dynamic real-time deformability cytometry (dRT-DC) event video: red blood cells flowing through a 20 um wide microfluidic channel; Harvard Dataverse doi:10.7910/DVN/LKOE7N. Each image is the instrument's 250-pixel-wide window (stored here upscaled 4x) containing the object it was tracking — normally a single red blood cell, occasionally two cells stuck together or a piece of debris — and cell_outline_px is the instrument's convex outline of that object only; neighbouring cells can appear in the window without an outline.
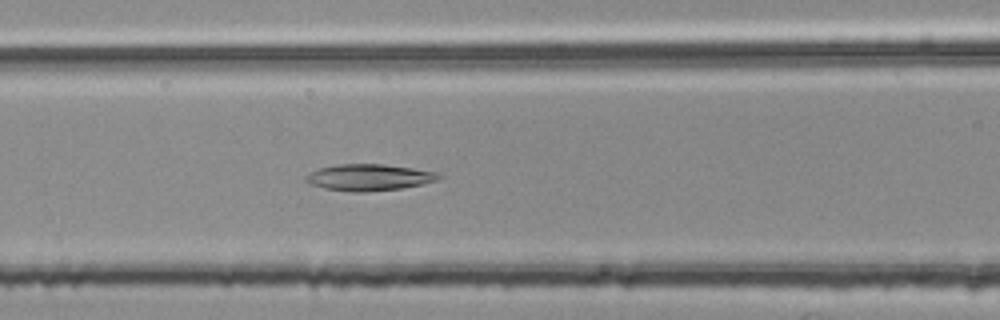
{"species": "common noctule bat (a hibernating species)", "species_latin": "Nyctalus noctula", "temperature_condition": "room temperature", "stored_images_in_passage": 38, "camera_frame_rate_fps": 3000, "um_per_image_px": 0.085, "animal": {"sex": "female", "body_mass_g": 25.1}, "frame": {"image": 1, "passage_image": 8, "time_ms": 2.333, "image_size_px": [1000, 320], "cell_outline_px": [[444, 176], [436, 180], [420, 184], [400, 188], [364, 192], [356, 192], [324, 188], [312, 184], [304, 180], [304, 176], [320, 168], [336, 164], [384, 164], [440, 172]], "centroid_in_image_um": [31.39, 15.06], "position_along_channel_um": 135.2, "area_um2": 20.35}}
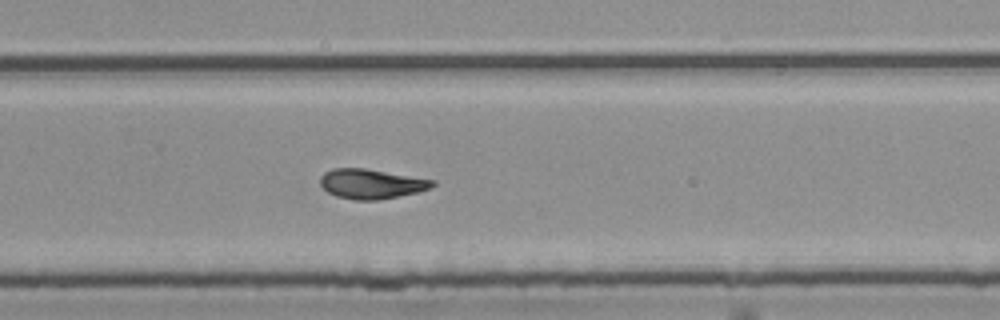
{"frame": {"image": 2, "passage_image": 21, "time_ms": 6.667, "image_size_px": [1000, 320], "cell_outline_px": [[436, 184], [428, 188], [416, 192], [376, 200], [356, 200], [336, 196], [328, 192], [320, 184], [320, 176], [324, 172], [332, 168], [364, 168], [436, 180]], "centroid_in_image_um": [31.52, 15.61], "position_along_channel_um": 298.3, "area_um2": 19.25}}
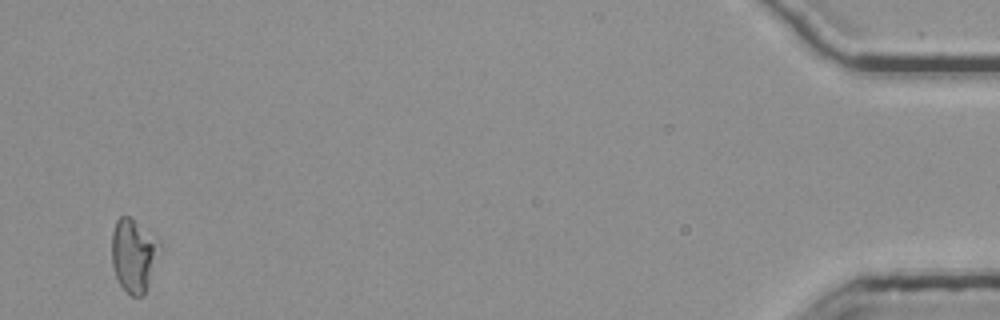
{"frame": {"image": 3, "passage_image": 38, "time_ms": 12.333, "image_size_px": [1000, 320], "cell_outline_px": [[160, 244], [148, 284], [144, 296], [132, 296], [120, 284], [116, 276], [112, 264], [112, 232], [116, 220], [120, 216], [128, 216], [160, 236]], "centroid_in_image_um": [11.36, 21.63], "position_along_channel_um": 423.8, "area_um2": 20.4}, "authors_computed_cell_mechanics": {"area_um2": 19.6809, "velocity_mm_per_s": 3.7757, "shape_relaxation_time_tau1_ms": null, "shape_relaxation_time_tau2_ms": 10.4381, "deformation_change_tau1": null, "deformation_change_tau2": 0.1885}}